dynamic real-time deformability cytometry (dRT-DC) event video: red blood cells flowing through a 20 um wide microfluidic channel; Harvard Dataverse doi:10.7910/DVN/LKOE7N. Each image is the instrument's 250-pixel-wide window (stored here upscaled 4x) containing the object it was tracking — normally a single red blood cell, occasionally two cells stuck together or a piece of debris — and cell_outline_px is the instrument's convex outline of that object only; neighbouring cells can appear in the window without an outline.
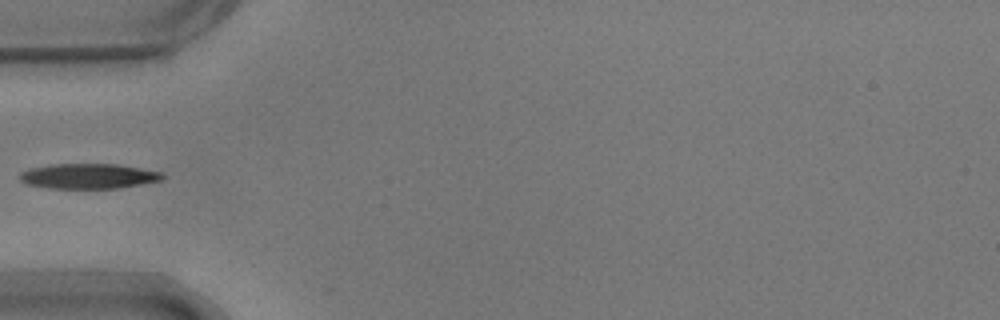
{"species": "common noctule bat (a hibernating species)", "species_latin": "Nyctalus noctula", "temperature_condition": "warm", "stored_images_in_passage": 37, "camera_frame_rate_fps": 3000, "um_per_image_px": 0.085, "animal": {"sex": "male", "body_mass_g": 17.9}, "frame": {"image": 1, "passage_image": 1, "time_ms": 0.0, "image_size_px": [1000, 320], "cell_outline_px": [[164, 176], [160, 180], [140, 184], [116, 188], [48, 188], [28, 184], [20, 180], [20, 172], [32, 168], [52, 164], [116, 164], [160, 172]], "centroid_in_image_um": [7.47, 14.97], "position_along_channel_um": 77.5, "area_um2": 20.46}}
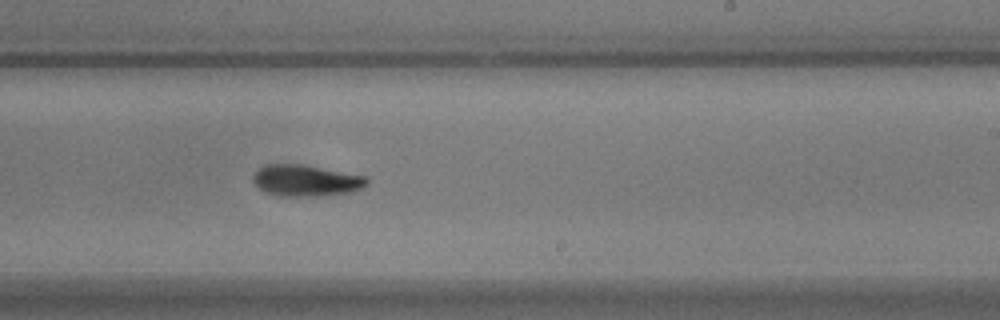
{"frame": {"image": 2, "passage_image": 16, "time_ms": 5.0, "image_size_px": [1000, 320], "cell_outline_px": [[368, 184], [364, 188], [352, 192], [320, 196], [280, 196], [264, 192], [252, 180], [252, 176], [264, 164], [304, 164], [368, 176]], "centroid_in_image_um": [26.05, 15.34], "position_along_channel_um": 262.9, "area_um2": 21.15}}
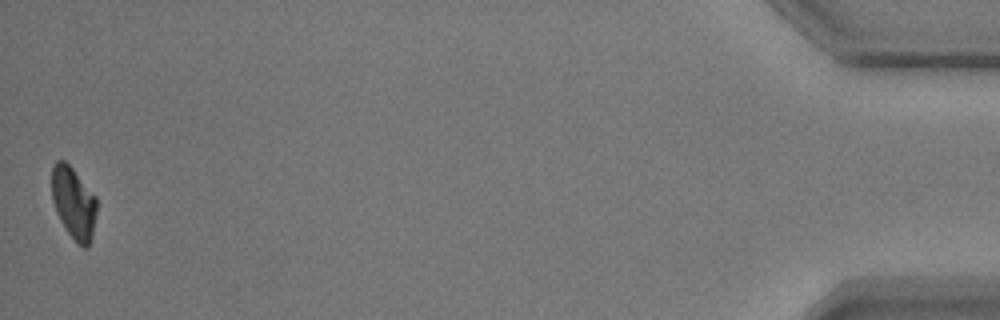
{"frame": {"image": 3, "passage_image": 37, "time_ms": 12.0, "image_size_px": [1000, 320], "cell_outline_px": [[96, 212], [92, 236], [88, 248], [84, 248], [68, 232], [60, 220], [56, 212], [52, 200], [52, 168], [56, 160], [64, 160], [72, 168], [96, 196]], "centroid_in_image_um": [6.25, 17.23], "position_along_channel_um": 428.9, "area_um2": 18.61}}